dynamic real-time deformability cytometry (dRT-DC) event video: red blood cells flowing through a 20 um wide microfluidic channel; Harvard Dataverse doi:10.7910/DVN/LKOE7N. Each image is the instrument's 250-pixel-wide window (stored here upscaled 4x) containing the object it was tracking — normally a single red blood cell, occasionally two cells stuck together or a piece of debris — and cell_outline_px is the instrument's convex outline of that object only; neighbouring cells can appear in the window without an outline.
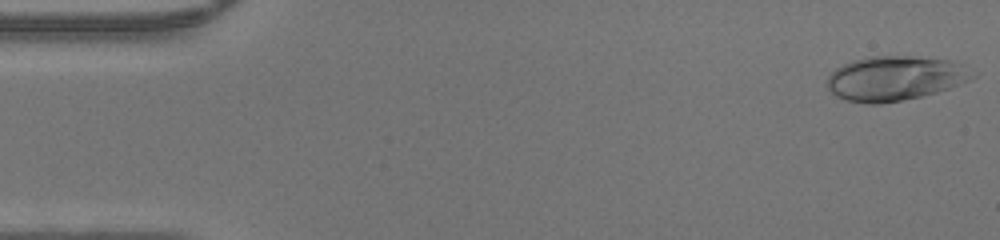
{"species": "human", "species_latin": "Homo sapiens", "temperature_condition": "warm", "stored_images_in_passage": 46, "camera_frame_rate_fps": 3000, "um_per_image_px": 0.085, "donor": {"sex": "male"}, "frame": {"image": 1, "passage_image": 1, "time_ms": 0.0, "image_size_px": [1000, 240], "cell_outline_px": [[980, 72], [976, 76], [968, 80], [948, 88], [936, 92], [920, 96], [880, 104], [868, 104], [844, 100], [836, 96], [828, 88], [828, 76], [836, 68], [852, 60], [868, 56], [916, 56], [948, 60], [960, 64]], "centroid_in_image_um": [76.08, 6.65], "position_along_channel_um": 8.9, "area_um2": 37.74}}
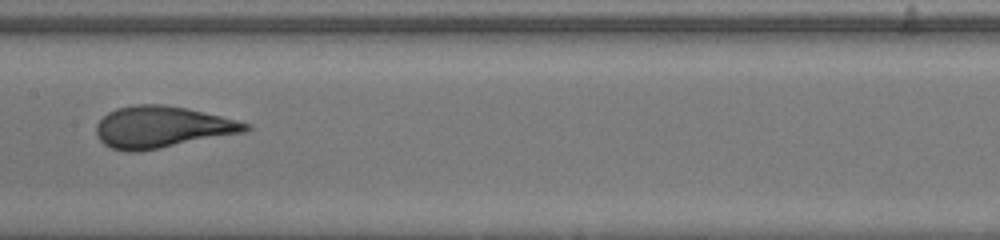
{"frame": {"image": 2, "passage_image": 23, "time_ms": 7.333, "image_size_px": [1000, 240], "cell_outline_px": [[252, 128], [244, 132], [140, 152], [128, 152], [112, 148], [104, 144], [96, 136], [96, 124], [108, 112], [116, 108], [136, 104], [164, 104], [188, 108], [252, 124]], "centroid_in_image_um": [13.75, 10.8], "position_along_channel_um": 193.6, "area_um2": 36.3}}
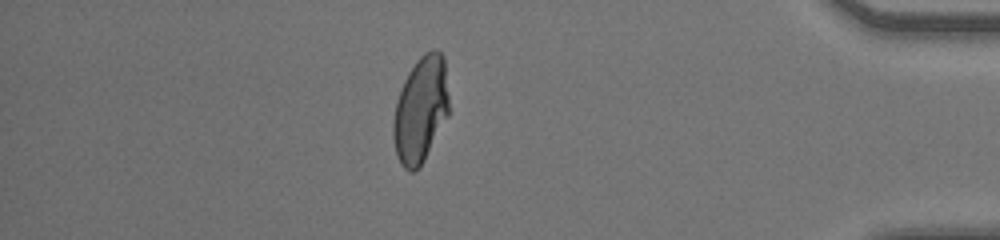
{"frame": {"image": 3, "passage_image": 40, "time_ms": 13.0, "image_size_px": [1000, 240], "cell_outline_px": [[448, 116], [424, 160], [412, 172], [408, 172], [400, 164], [396, 156], [392, 136], [392, 124], [396, 100], [404, 80], [408, 72], [416, 60], [424, 52], [432, 48], [436, 48], [444, 56], [448, 96]], "centroid_in_image_um": [35.73, 9.3], "position_along_channel_um": 399.5, "area_um2": 34.68}}